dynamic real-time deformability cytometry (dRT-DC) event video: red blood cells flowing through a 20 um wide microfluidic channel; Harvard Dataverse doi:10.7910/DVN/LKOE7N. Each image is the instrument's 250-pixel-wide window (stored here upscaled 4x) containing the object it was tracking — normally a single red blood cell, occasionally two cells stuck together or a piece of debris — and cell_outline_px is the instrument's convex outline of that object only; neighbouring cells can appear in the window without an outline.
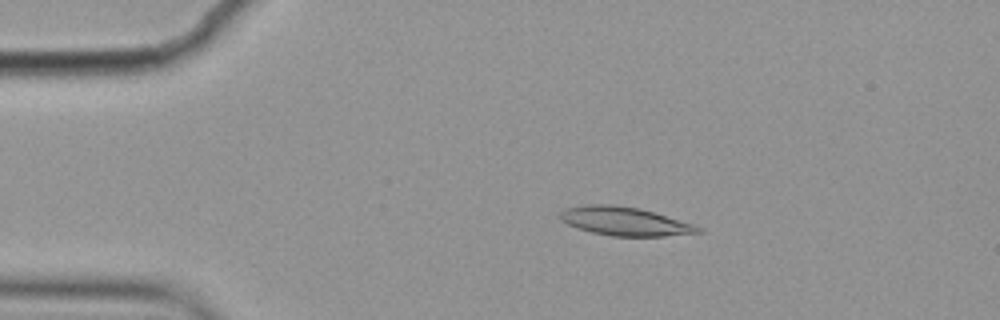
{"species": "common noctule bat (a hibernating species)", "species_latin": "Nyctalus noctula", "temperature_condition": "cold", "stored_images_in_passage": 7, "camera_frame_rate_fps": 3000, "um_per_image_px": 0.085, "animal": {"sex": "female", "body_mass_g": 19.9}, "frame": {"image": 1, "passage_image": 2, "time_ms": 0.333, "image_size_px": [1000, 320], "cell_outline_px": [[704, 232], [664, 236], [612, 236], [592, 232], [576, 228], [560, 220], [560, 212], [568, 208], [588, 204], [616, 204], [640, 208], [692, 224], [704, 228]], "centroid_in_image_um": [53.11, 18.81], "position_along_channel_um": 31.9, "area_um2": 22.95}}
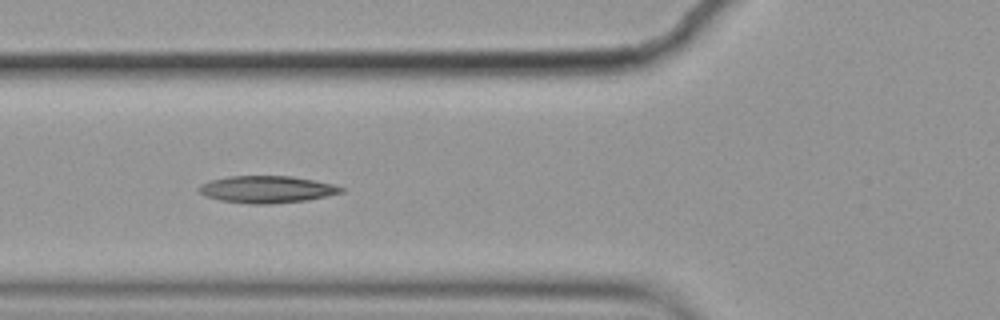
{"frame": {"image": 2, "passage_image": 5, "time_ms": 1.333, "image_size_px": [1000, 320], "cell_outline_px": [[344, 192], [328, 196], [308, 200], [268, 204], [248, 204], [220, 200], [204, 196], [196, 188], [200, 184], [212, 180], [228, 176], [288, 176], [312, 180], [332, 184], [344, 188]], "centroid_in_image_um": [22.65, 16.1], "position_along_channel_um": 103.1, "area_um2": 22.43}}
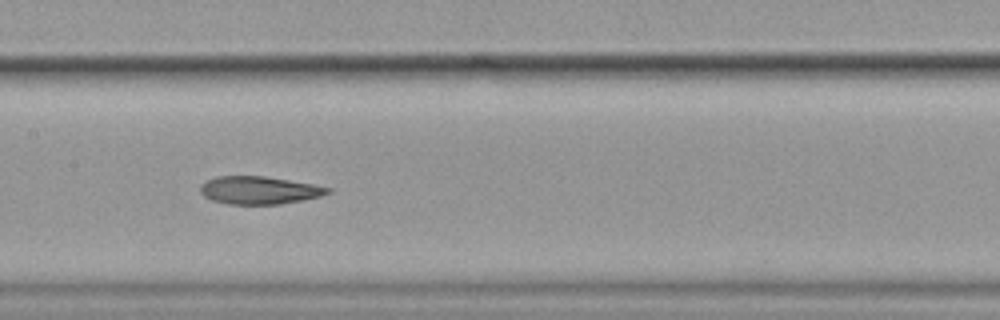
{"frame": {"image": 3, "passage_image": 7, "time_ms": 2.0, "image_size_px": [1000, 320], "cell_outline_px": [[332, 192], [320, 196], [304, 200], [280, 204], [228, 204], [212, 200], [204, 196], [200, 192], [200, 184], [216, 176], [264, 176], [312, 184], [332, 188]], "centroid_in_image_um": [22.03, 16.17], "position_along_channel_um": 185.4, "area_um2": 20.63}}